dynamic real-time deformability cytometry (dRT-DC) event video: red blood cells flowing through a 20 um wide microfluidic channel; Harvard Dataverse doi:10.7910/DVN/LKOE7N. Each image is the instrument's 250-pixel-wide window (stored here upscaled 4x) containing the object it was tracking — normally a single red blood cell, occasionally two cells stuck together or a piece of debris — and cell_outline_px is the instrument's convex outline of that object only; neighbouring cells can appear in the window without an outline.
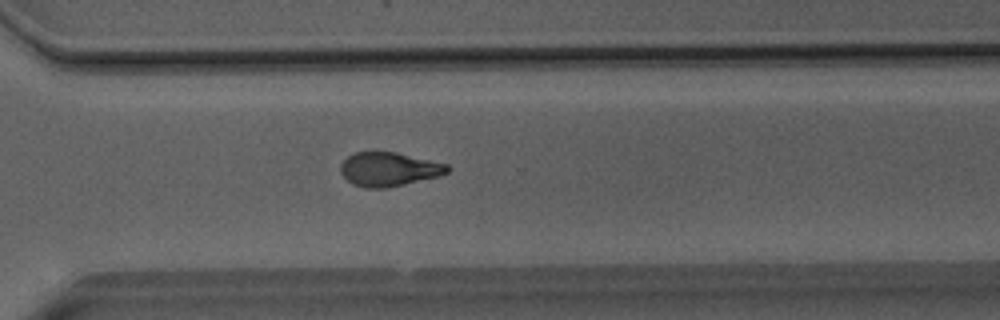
{"species": "Egyptian fruit bat (a non-hibernating species)", "species_latin": "Rousettus aegyptiacus", "temperature_condition": "room temperature", "stored_images_in_passage": 36, "camera_frame_rate_fps": 3000, "um_per_image_px": 0.085, "animal": {"sex": "male"}, "frame": {"image": 1, "passage_image": 24, "time_ms": 7.667, "image_size_px": [1000, 320], "cell_outline_px": [[452, 168], [448, 172], [440, 176], [384, 188], [364, 188], [352, 184], [340, 172], [340, 164], [348, 156], [356, 152], [396, 152], [448, 164]], "centroid_in_image_um": [33.06, 14.38], "position_along_channel_um": 337.5, "area_um2": 21.1}}
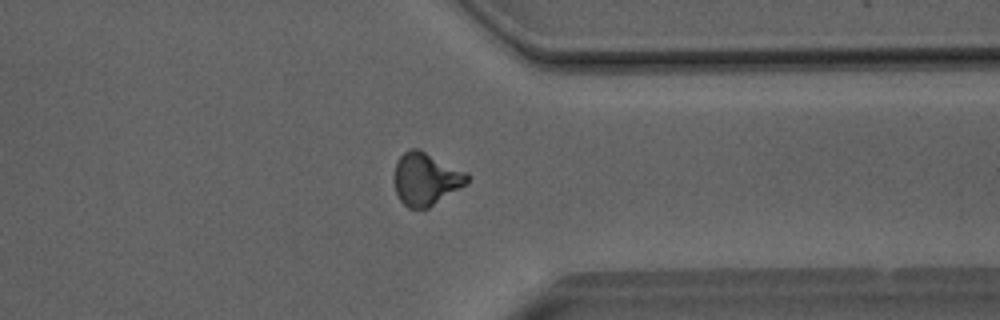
{"frame": {"image": 2, "passage_image": 27, "time_ms": 8.667, "image_size_px": [1000, 320], "cell_outline_px": [[468, 184], [428, 208], [408, 208], [400, 200], [396, 192], [392, 176], [396, 160], [404, 152], [412, 148], [416, 148], [468, 172]], "centroid_in_image_um": [36.18, 15.22], "position_along_channel_um": 375.2, "area_um2": 22.54}}
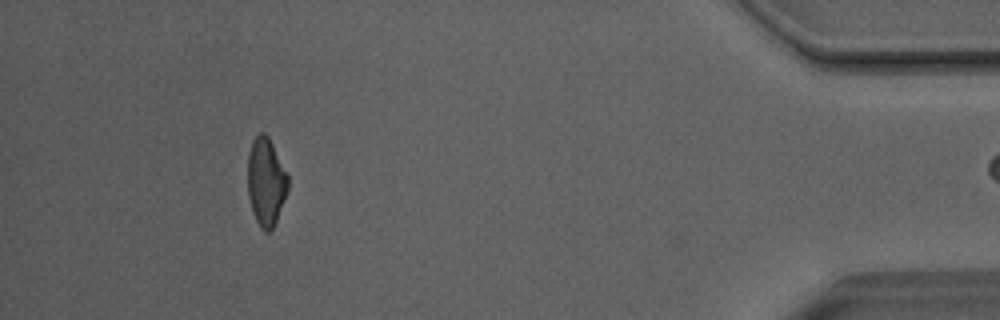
{"frame": {"image": 3, "passage_image": 34, "time_ms": 11.0, "image_size_px": [1000, 320], "cell_outline_px": [[288, 188], [276, 220], [272, 228], [268, 232], [264, 232], [260, 228], [252, 212], [248, 196], [248, 152], [252, 140], [260, 132], [264, 132], [268, 136], [288, 176]], "centroid_in_image_um": [22.58, 15.45], "position_along_channel_um": 412.6, "area_um2": 20.46}, "authors_computed_cell_mechanics": {"area_um2": 21.4727, "velocity_mm_per_s": 4.0729, "shape_relaxation_time_tau1_ms": 6.4022, "shape_relaxation_time_tau2_ms": 2.5739, "deformation_change_tau1": 0.1869, "deformation_change_tau2": 0.1023}}